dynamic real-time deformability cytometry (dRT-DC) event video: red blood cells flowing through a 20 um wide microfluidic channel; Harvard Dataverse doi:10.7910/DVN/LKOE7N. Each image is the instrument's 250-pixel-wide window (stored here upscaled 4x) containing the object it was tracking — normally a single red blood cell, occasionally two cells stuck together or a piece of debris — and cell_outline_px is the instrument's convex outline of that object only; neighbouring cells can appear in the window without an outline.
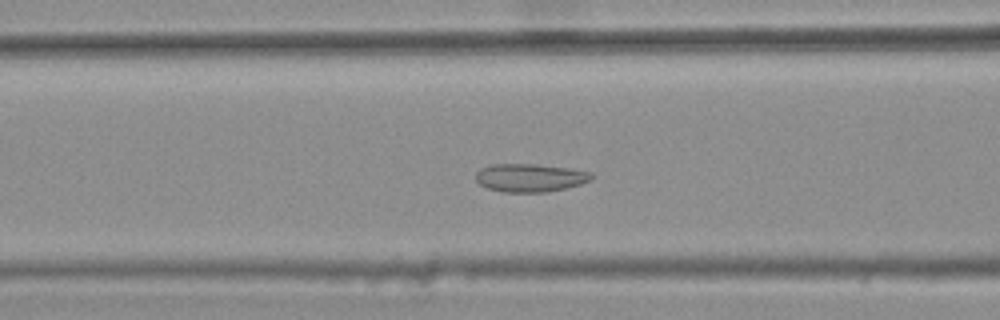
{"species": "common noctule bat (a hibernating species)", "species_latin": "Nyctalus noctula", "temperature_condition": "warm", "stored_images_in_passage": 31, "camera_frame_rate_fps": 3000, "um_per_image_px": 0.085, "animal": {"sex": "female", "body_mass_g": 25.1}, "frame": {"image": 1, "passage_image": 7, "time_ms": 2.0, "image_size_px": [1000, 320], "cell_outline_px": [[592, 180], [580, 184], [548, 192], [500, 192], [488, 188], [480, 184], [476, 180], [476, 172], [480, 168], [492, 164], [536, 164], [568, 168], [592, 172]], "centroid_in_image_um": [45.04, 15.11], "position_along_channel_um": 121.6, "area_um2": 19.02}}
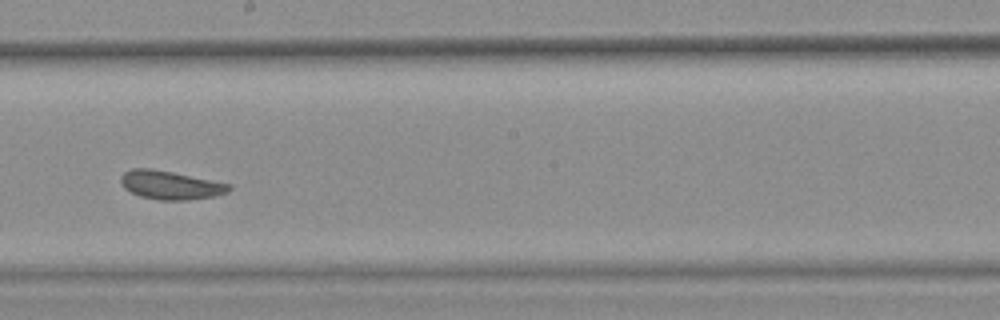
{"frame": {"image": 2, "passage_image": 16, "time_ms": 5.0, "image_size_px": [1000, 320], "cell_outline_px": [[232, 188], [228, 192], [216, 196], [188, 200], [156, 200], [140, 196], [124, 188], [120, 180], [120, 176], [124, 172], [132, 168], [152, 168], [232, 184]], "centroid_in_image_um": [14.5, 15.73], "position_along_channel_um": 233.7, "area_um2": 18.15}}
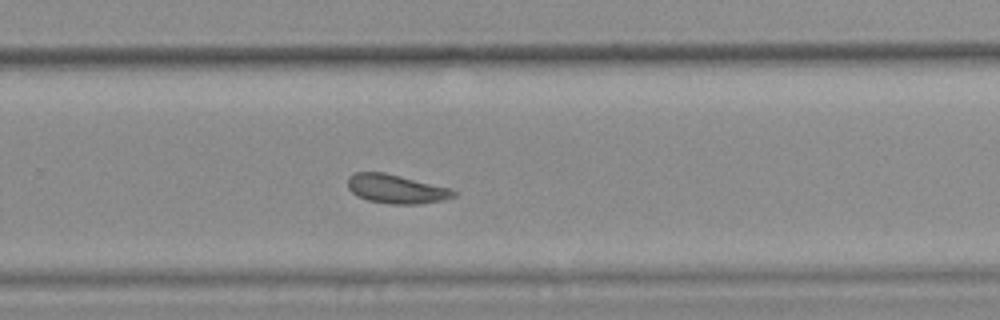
{"frame": {"image": 3, "passage_image": 21, "time_ms": 6.667, "image_size_px": [1000, 320], "cell_outline_px": [[456, 196], [440, 200], [420, 204], [392, 204], [368, 200], [356, 196], [348, 188], [348, 176], [356, 172], [384, 172], [452, 188], [456, 192]], "centroid_in_image_um": [33.67, 16.05], "position_along_channel_um": 296.1, "area_um2": 17.86}, "authors_computed_cell_mechanics": {"area_um2": 17.9758, "velocity_mm_per_s": 3.7486, "shape_relaxation_time_tau1_ms": null, "shape_relaxation_time_tau2_ms": 7.2272, "deformation_change_tau1": null, "deformation_change_tau2": 0.1479}}